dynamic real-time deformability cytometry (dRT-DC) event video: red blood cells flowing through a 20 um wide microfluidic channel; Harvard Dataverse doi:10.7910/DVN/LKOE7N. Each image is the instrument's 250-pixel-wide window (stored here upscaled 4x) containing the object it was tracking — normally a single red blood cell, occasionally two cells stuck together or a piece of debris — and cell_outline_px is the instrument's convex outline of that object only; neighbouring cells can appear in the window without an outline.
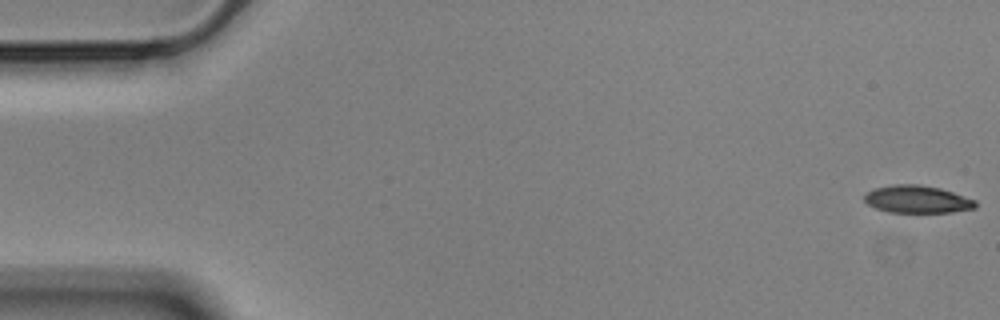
{"species": "Egyptian fruit bat (a non-hibernating species)", "species_latin": "Rousettus aegyptiacus", "temperature_condition": "cold", "stored_images_in_passage": 56, "camera_frame_rate_fps": 3000, "um_per_image_px": 0.085, "animal": {"sex": "male"}, "frame": {"image": 1, "passage_image": 1, "time_ms": 0.0, "image_size_px": [1000, 320], "cell_outline_px": [[976, 208], [952, 212], [888, 212], [876, 208], [868, 204], [864, 200], [864, 196], [868, 192], [876, 188], [896, 184], [916, 184], [940, 188], [976, 200]], "centroid_in_image_um": [77.98, 16.94], "position_along_channel_um": 7.0, "area_um2": 17.63}}
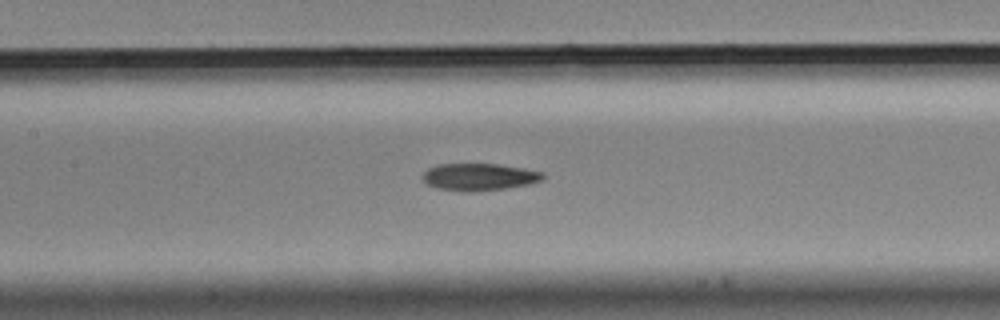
{"frame": {"image": 2, "passage_image": 26, "time_ms": 8.333, "image_size_px": [1000, 320], "cell_outline_px": [[544, 176], [540, 180], [528, 184], [504, 188], [472, 192], [468, 192], [440, 188], [428, 184], [420, 176], [428, 168], [436, 164], [500, 164], [524, 168], [544, 172]], "centroid_in_image_um": [40.71, 15.02], "position_along_channel_um": 166.7, "area_um2": 18.9}}
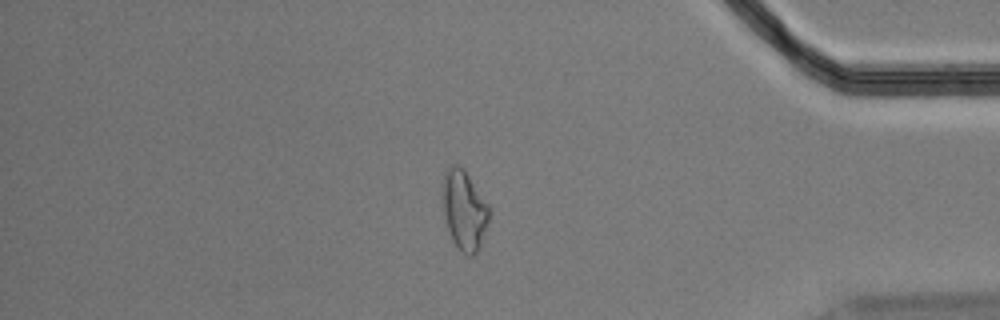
{"frame": {"image": 3, "passage_image": 48, "time_ms": 15.667, "image_size_px": [1000, 320], "cell_outline_px": [[488, 224], [480, 248], [472, 256], [464, 256], [460, 252], [452, 240], [448, 228], [444, 212], [444, 176], [448, 168], [452, 164], [456, 164], [464, 168], [488, 204]], "centroid_in_image_um": [39.49, 17.91], "position_along_channel_um": 395.7, "area_um2": 21.33}, "authors_computed_cell_mechanics": {"area_um2": 19.2474, "velocity_mm_per_s": 3.5441, "shape_relaxation_time_tau1_ms": 6.4907, "shape_relaxation_time_tau2_ms": 4.8119, "deformation_change_tau1": 0.1684, "deformation_change_tau2": 0.1385}}